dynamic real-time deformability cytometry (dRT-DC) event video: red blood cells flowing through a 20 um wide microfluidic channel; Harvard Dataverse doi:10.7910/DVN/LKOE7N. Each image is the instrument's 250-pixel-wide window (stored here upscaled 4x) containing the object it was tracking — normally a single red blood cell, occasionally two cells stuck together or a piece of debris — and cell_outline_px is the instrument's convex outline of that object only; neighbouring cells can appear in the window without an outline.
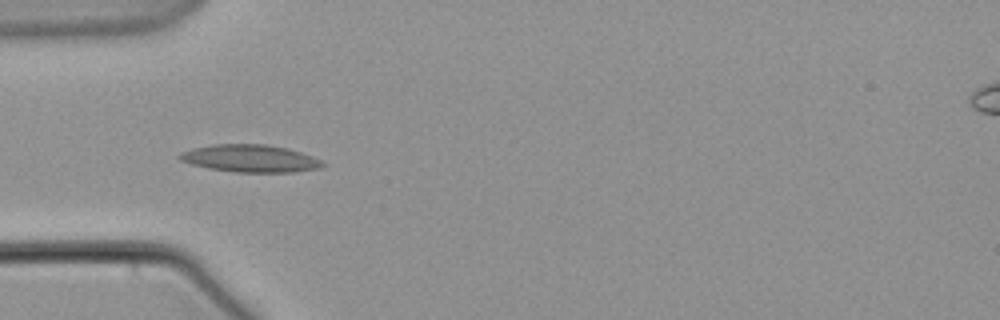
{"species": "common noctule bat (a hibernating species)", "species_latin": "Nyctalus noctula", "temperature_condition": "warm", "stored_images_in_passage": 6, "camera_frame_rate_fps": 3000, "um_per_image_px": 0.085, "animal": {"sex": "male", "body_mass_g": 21.5, "forearm_length_mm": 52.0}, "frame": {"image": 1, "passage_image": 4, "time_ms": 3.667, "image_size_px": [1000, 320], "cell_outline_px": [[324, 164], [320, 168], [292, 172], [236, 172], [208, 168], [192, 164], [180, 160], [176, 156], [180, 152], [212, 144], [264, 144], [288, 148], [312, 156], [320, 160]], "centroid_in_image_um": [21.24, 13.46], "position_along_channel_um": 63.8, "area_um2": 22.72}}
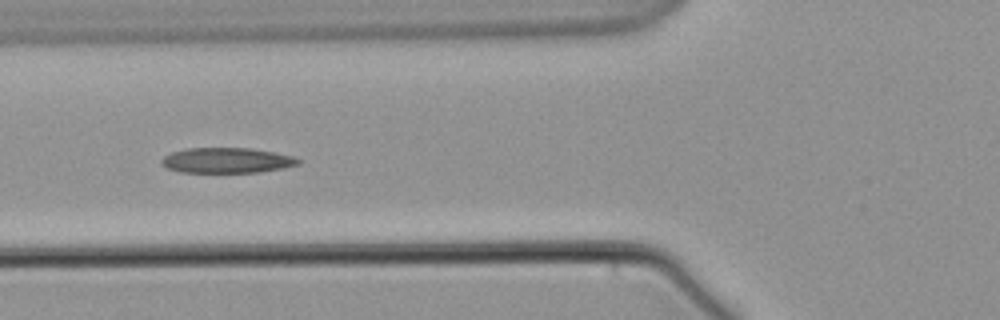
{"frame": {"image": 2, "passage_image": 5, "time_ms": 5.0, "image_size_px": [1000, 320], "cell_outline_px": [[300, 164], [284, 168], [260, 172], [180, 172], [168, 168], [160, 164], [160, 160], [164, 156], [172, 152], [188, 148], [252, 148], [292, 156], [300, 160]], "centroid_in_image_um": [19.26, 13.63], "position_along_channel_um": 106.5, "area_um2": 20.11}}